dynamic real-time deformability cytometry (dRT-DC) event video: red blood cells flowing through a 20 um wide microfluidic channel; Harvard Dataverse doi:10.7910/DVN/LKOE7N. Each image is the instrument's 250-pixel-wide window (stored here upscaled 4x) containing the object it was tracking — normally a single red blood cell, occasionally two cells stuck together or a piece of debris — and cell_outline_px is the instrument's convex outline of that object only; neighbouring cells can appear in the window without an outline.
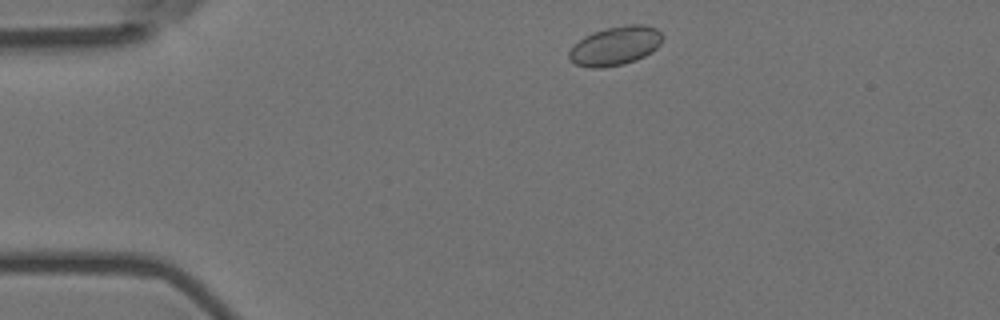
{"species": "Egyptian fruit bat (a non-hibernating species)", "species_latin": "Rousettus aegyptiacus", "temperature_condition": "room temperature", "stored_images_in_passage": 4, "camera_frame_rate_fps": 3000, "um_per_image_px": 0.085, "animal": {"sex": "female"}, "frame": {"image": 1, "passage_image": 1, "time_ms": 0.0, "image_size_px": [1000, 320], "cell_outline_px": [[664, 36], [660, 44], [652, 52], [636, 60], [624, 64], [600, 68], [592, 68], [576, 64], [568, 60], [568, 52], [584, 36], [592, 32], [604, 28], [624, 24], [644, 24], [656, 28]], "centroid_in_image_um": [52.31, 3.88], "position_along_channel_um": 32.7, "area_um2": 21.39}}
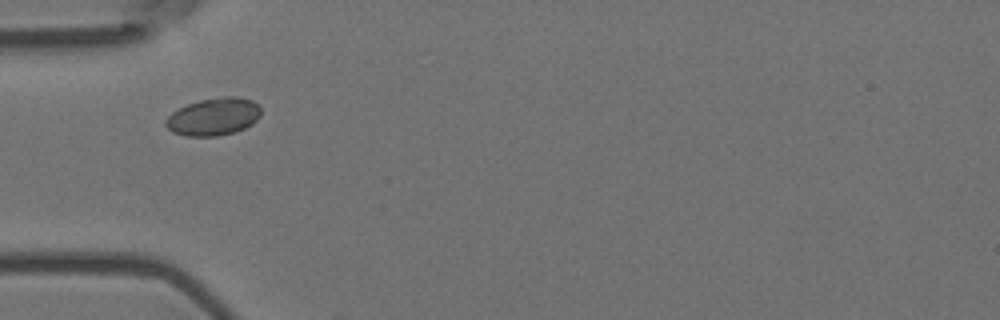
{"frame": {"image": 2, "passage_image": 3, "time_ms": 0.667, "image_size_px": [1000, 320], "cell_outline_px": [[260, 116], [252, 124], [244, 128], [232, 132], [216, 136], [184, 136], [172, 132], [164, 124], [164, 120], [172, 112], [188, 104], [200, 100], [224, 96], [236, 96], [252, 100], [260, 108]], "centroid_in_image_um": [18.13, 9.92], "position_along_channel_um": 66.9, "area_um2": 20.75}}